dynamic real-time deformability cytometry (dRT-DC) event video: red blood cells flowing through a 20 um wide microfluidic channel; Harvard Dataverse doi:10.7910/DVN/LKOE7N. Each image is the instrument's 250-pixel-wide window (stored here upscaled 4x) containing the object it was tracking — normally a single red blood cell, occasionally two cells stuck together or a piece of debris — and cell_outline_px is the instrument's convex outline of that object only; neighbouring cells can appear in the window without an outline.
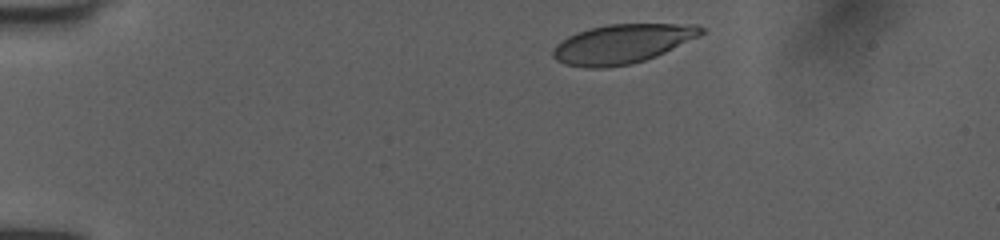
{"species": "human", "species_latin": "Homo sapiens", "temperature_condition": "room temperature", "stored_images_in_passage": 4, "camera_frame_rate_fps": 3000, "um_per_image_px": 0.085, "donor": {"sex": "female"}, "frame": {"image": 1, "passage_image": 1, "time_ms": 0.0, "image_size_px": [1000, 240], "cell_outline_px": [[708, 28], [700, 36], [656, 56], [632, 64], [608, 68], [584, 68], [564, 64], [556, 60], [552, 56], [552, 52], [556, 44], [568, 36], [576, 32], [588, 28], [608, 24], [696, 24]], "centroid_in_image_um": [52.89, 3.73], "position_along_channel_um": 32.1, "area_um2": 34.22}}
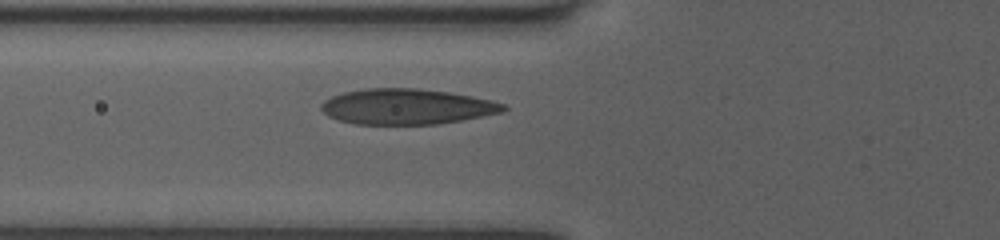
{"frame": {"image": 2, "passage_image": 4, "time_ms": 1.0, "image_size_px": [1000, 240], "cell_outline_px": [[508, 108], [504, 112], [460, 120], [436, 124], [356, 124], [336, 120], [328, 116], [320, 108], [320, 104], [324, 100], [332, 96], [344, 92], [364, 88], [420, 88], [448, 92], [472, 96], [492, 100], [504, 104]], "centroid_in_image_um": [34.55, 9.06], "position_along_channel_um": 91.2, "area_um2": 37.86}}